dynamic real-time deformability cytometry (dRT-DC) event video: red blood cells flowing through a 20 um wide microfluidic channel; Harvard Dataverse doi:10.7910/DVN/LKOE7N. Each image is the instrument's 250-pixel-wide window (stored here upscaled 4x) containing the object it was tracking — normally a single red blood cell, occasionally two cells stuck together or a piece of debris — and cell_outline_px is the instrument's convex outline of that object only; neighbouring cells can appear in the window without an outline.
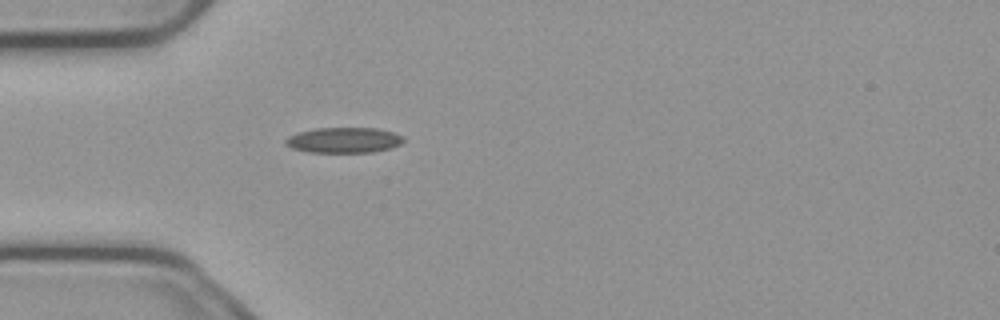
{"species": "common noctule bat (a hibernating species)", "species_latin": "Nyctalus noctula", "temperature_condition": "cold", "stored_images_in_passage": 5, "camera_frame_rate_fps": 3000, "um_per_image_px": 0.085, "animal": {"sex": "male", "body_mass_g": 23.1, "forearm_length_mm": 52.7}, "frame": {"image": 1, "passage_image": 5, "time_ms": 1.333, "image_size_px": [1000, 320], "cell_outline_px": [[404, 140], [400, 144], [388, 148], [372, 152], [308, 152], [292, 148], [284, 144], [284, 140], [288, 136], [296, 132], [316, 128], [376, 128], [392, 132], [404, 136]], "centroid_in_image_um": [29.18, 11.9], "position_along_channel_um": 55.8, "area_um2": 17.51}}